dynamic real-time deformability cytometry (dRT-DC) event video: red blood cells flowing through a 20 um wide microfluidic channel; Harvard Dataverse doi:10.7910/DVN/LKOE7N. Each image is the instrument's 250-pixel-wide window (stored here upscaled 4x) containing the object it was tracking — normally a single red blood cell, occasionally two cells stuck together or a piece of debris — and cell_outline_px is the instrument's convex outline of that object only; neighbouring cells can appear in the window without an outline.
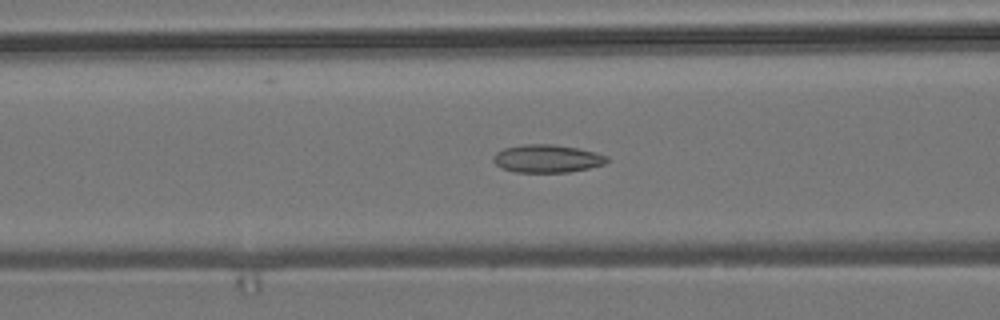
{"species": "common noctule bat (a hibernating species)", "species_latin": "Nyctalus noctula", "temperature_condition": "room temperature", "stored_images_in_passage": 54, "camera_frame_rate_fps": 3000, "um_per_image_px": 0.085, "animal": {"sex": "male", "body_mass_g": 19.2, "forearm_length_mm": 51.8}, "frame": {"image": 1, "passage_image": 21, "time_ms": 6.667, "image_size_px": [1000, 320], "cell_outline_px": [[608, 160], [604, 164], [588, 168], [568, 172], [516, 172], [500, 168], [492, 160], [492, 156], [496, 152], [504, 148], [524, 144], [556, 144], [580, 148], [596, 152], [608, 156]], "centroid_in_image_um": [46.49, 13.47], "position_along_channel_um": 120.1, "area_um2": 18.67}}
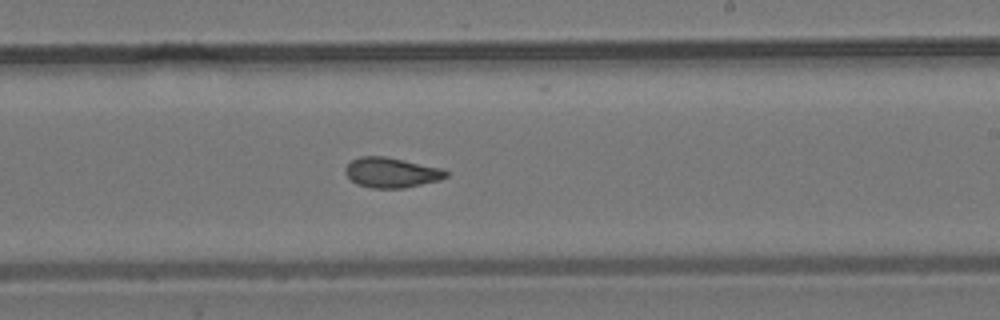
{"frame": {"image": 2, "passage_image": 32, "time_ms": 10.333, "image_size_px": [1000, 320], "cell_outline_px": [[448, 176], [440, 180], [404, 188], [372, 188], [356, 184], [344, 172], [344, 168], [352, 160], [360, 156], [384, 156], [444, 168], [448, 172]], "centroid_in_image_um": [33.29, 14.66], "position_along_channel_um": 255.7, "area_um2": 17.74}}
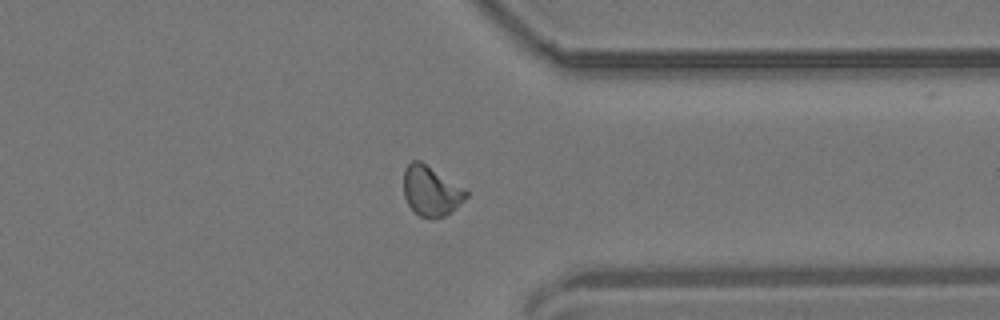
{"frame": {"image": 3, "passage_image": 42, "time_ms": 13.667, "image_size_px": [1000, 320], "cell_outline_px": [[468, 196], [456, 208], [444, 216], [420, 216], [408, 204], [404, 196], [404, 168], [412, 160], [420, 160], [468, 188]], "centroid_in_image_um": [36.68, 16.17], "position_along_channel_um": 374.7, "area_um2": 18.26}, "authors_computed_cell_mechanics": {"area_um2": 17.8313, "velocity_mm_per_s": 3.6958, "shape_relaxation_time_tau1_ms": null, "shape_relaxation_time_tau2_ms": 2.9596, "deformation_change_tau1": null, "deformation_change_tau2": 0.0826}}